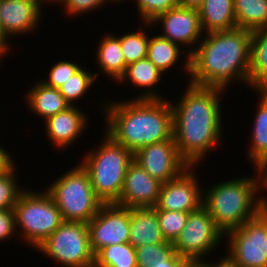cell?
Segmentation results:
<instances>
[{
    "instance_id": "obj_37",
    "label": "cell",
    "mask_w": 267,
    "mask_h": 267,
    "mask_svg": "<svg viewBox=\"0 0 267 267\" xmlns=\"http://www.w3.org/2000/svg\"><path fill=\"white\" fill-rule=\"evenodd\" d=\"M6 147L0 144V175H3L11 171L16 165L14 161V156ZM13 156V157H12Z\"/></svg>"
},
{
    "instance_id": "obj_11",
    "label": "cell",
    "mask_w": 267,
    "mask_h": 267,
    "mask_svg": "<svg viewBox=\"0 0 267 267\" xmlns=\"http://www.w3.org/2000/svg\"><path fill=\"white\" fill-rule=\"evenodd\" d=\"M87 225L95 255L106 246L129 243L130 209L115 203L103 204Z\"/></svg>"
},
{
    "instance_id": "obj_23",
    "label": "cell",
    "mask_w": 267,
    "mask_h": 267,
    "mask_svg": "<svg viewBox=\"0 0 267 267\" xmlns=\"http://www.w3.org/2000/svg\"><path fill=\"white\" fill-rule=\"evenodd\" d=\"M186 51L169 39L161 37L159 34H152L149 38L147 58L161 71L163 74L168 73L172 68L180 64V58L184 56L183 67L185 76L190 75V55H184ZM186 56V58H185ZM178 64V65H177Z\"/></svg>"
},
{
    "instance_id": "obj_7",
    "label": "cell",
    "mask_w": 267,
    "mask_h": 267,
    "mask_svg": "<svg viewBox=\"0 0 267 267\" xmlns=\"http://www.w3.org/2000/svg\"><path fill=\"white\" fill-rule=\"evenodd\" d=\"M41 190L27 187L13 208L17 232L20 230L18 237L35 249L63 222L56 203L45 189Z\"/></svg>"
},
{
    "instance_id": "obj_13",
    "label": "cell",
    "mask_w": 267,
    "mask_h": 267,
    "mask_svg": "<svg viewBox=\"0 0 267 267\" xmlns=\"http://www.w3.org/2000/svg\"><path fill=\"white\" fill-rule=\"evenodd\" d=\"M134 160L153 178L166 183L182 174L189 164L181 157L173 136L134 153Z\"/></svg>"
},
{
    "instance_id": "obj_3",
    "label": "cell",
    "mask_w": 267,
    "mask_h": 267,
    "mask_svg": "<svg viewBox=\"0 0 267 267\" xmlns=\"http://www.w3.org/2000/svg\"><path fill=\"white\" fill-rule=\"evenodd\" d=\"M104 100L99 104L105 118L103 132L133 154L173 136L170 99Z\"/></svg>"
},
{
    "instance_id": "obj_16",
    "label": "cell",
    "mask_w": 267,
    "mask_h": 267,
    "mask_svg": "<svg viewBox=\"0 0 267 267\" xmlns=\"http://www.w3.org/2000/svg\"><path fill=\"white\" fill-rule=\"evenodd\" d=\"M162 183L151 177L133 160L127 169L121 195L116 205L126 208H153L156 206Z\"/></svg>"
},
{
    "instance_id": "obj_43",
    "label": "cell",
    "mask_w": 267,
    "mask_h": 267,
    "mask_svg": "<svg viewBox=\"0 0 267 267\" xmlns=\"http://www.w3.org/2000/svg\"><path fill=\"white\" fill-rule=\"evenodd\" d=\"M187 267H207L203 262H190Z\"/></svg>"
},
{
    "instance_id": "obj_31",
    "label": "cell",
    "mask_w": 267,
    "mask_h": 267,
    "mask_svg": "<svg viewBox=\"0 0 267 267\" xmlns=\"http://www.w3.org/2000/svg\"><path fill=\"white\" fill-rule=\"evenodd\" d=\"M189 213L157 210L158 222L164 239L173 243L183 230Z\"/></svg>"
},
{
    "instance_id": "obj_1",
    "label": "cell",
    "mask_w": 267,
    "mask_h": 267,
    "mask_svg": "<svg viewBox=\"0 0 267 267\" xmlns=\"http://www.w3.org/2000/svg\"><path fill=\"white\" fill-rule=\"evenodd\" d=\"M181 98L171 101L173 138L189 166L201 165L209 152L218 150L223 139L222 93L218 87L187 83Z\"/></svg>"
},
{
    "instance_id": "obj_36",
    "label": "cell",
    "mask_w": 267,
    "mask_h": 267,
    "mask_svg": "<svg viewBox=\"0 0 267 267\" xmlns=\"http://www.w3.org/2000/svg\"><path fill=\"white\" fill-rule=\"evenodd\" d=\"M15 214L13 209H0V243L17 235Z\"/></svg>"
},
{
    "instance_id": "obj_30",
    "label": "cell",
    "mask_w": 267,
    "mask_h": 267,
    "mask_svg": "<svg viewBox=\"0 0 267 267\" xmlns=\"http://www.w3.org/2000/svg\"><path fill=\"white\" fill-rule=\"evenodd\" d=\"M19 167L15 166L11 171L0 175V209H13L18 197L26 189L25 185L18 184L17 177Z\"/></svg>"
},
{
    "instance_id": "obj_45",
    "label": "cell",
    "mask_w": 267,
    "mask_h": 267,
    "mask_svg": "<svg viewBox=\"0 0 267 267\" xmlns=\"http://www.w3.org/2000/svg\"><path fill=\"white\" fill-rule=\"evenodd\" d=\"M262 90L267 93V85Z\"/></svg>"
},
{
    "instance_id": "obj_20",
    "label": "cell",
    "mask_w": 267,
    "mask_h": 267,
    "mask_svg": "<svg viewBox=\"0 0 267 267\" xmlns=\"http://www.w3.org/2000/svg\"><path fill=\"white\" fill-rule=\"evenodd\" d=\"M35 84V85H34ZM29 89L26 90L25 103L31 114L45 121L47 118L65 111L70 105L60 94L59 89L49 87L43 82L36 80Z\"/></svg>"
},
{
    "instance_id": "obj_4",
    "label": "cell",
    "mask_w": 267,
    "mask_h": 267,
    "mask_svg": "<svg viewBox=\"0 0 267 267\" xmlns=\"http://www.w3.org/2000/svg\"><path fill=\"white\" fill-rule=\"evenodd\" d=\"M254 172L251 176L230 177L203 190L202 206L224 234L240 227L265 207L261 171L254 168Z\"/></svg>"
},
{
    "instance_id": "obj_41",
    "label": "cell",
    "mask_w": 267,
    "mask_h": 267,
    "mask_svg": "<svg viewBox=\"0 0 267 267\" xmlns=\"http://www.w3.org/2000/svg\"><path fill=\"white\" fill-rule=\"evenodd\" d=\"M262 175V193H263V202L265 207H267V163L260 169ZM265 189V191H264ZM265 192V193H264ZM266 194V195H265Z\"/></svg>"
},
{
    "instance_id": "obj_25",
    "label": "cell",
    "mask_w": 267,
    "mask_h": 267,
    "mask_svg": "<svg viewBox=\"0 0 267 267\" xmlns=\"http://www.w3.org/2000/svg\"><path fill=\"white\" fill-rule=\"evenodd\" d=\"M267 85V27L251 32L249 87L263 89Z\"/></svg>"
},
{
    "instance_id": "obj_26",
    "label": "cell",
    "mask_w": 267,
    "mask_h": 267,
    "mask_svg": "<svg viewBox=\"0 0 267 267\" xmlns=\"http://www.w3.org/2000/svg\"><path fill=\"white\" fill-rule=\"evenodd\" d=\"M237 28L250 32L267 27V0H234Z\"/></svg>"
},
{
    "instance_id": "obj_40",
    "label": "cell",
    "mask_w": 267,
    "mask_h": 267,
    "mask_svg": "<svg viewBox=\"0 0 267 267\" xmlns=\"http://www.w3.org/2000/svg\"><path fill=\"white\" fill-rule=\"evenodd\" d=\"M11 44H9L5 38L3 37L2 29L0 26V58L4 59V57L10 53Z\"/></svg>"
},
{
    "instance_id": "obj_17",
    "label": "cell",
    "mask_w": 267,
    "mask_h": 267,
    "mask_svg": "<svg viewBox=\"0 0 267 267\" xmlns=\"http://www.w3.org/2000/svg\"><path fill=\"white\" fill-rule=\"evenodd\" d=\"M82 110L81 106L79 108L78 106H70L65 111L43 121L45 134L56 149L63 148V151L66 148L69 149L70 146H75L73 144L78 142L79 139L77 138L81 137L83 132L85 133V130L88 129L90 119H87V114Z\"/></svg>"
},
{
    "instance_id": "obj_24",
    "label": "cell",
    "mask_w": 267,
    "mask_h": 267,
    "mask_svg": "<svg viewBox=\"0 0 267 267\" xmlns=\"http://www.w3.org/2000/svg\"><path fill=\"white\" fill-rule=\"evenodd\" d=\"M198 12L204 33L237 28L234 0H205Z\"/></svg>"
},
{
    "instance_id": "obj_28",
    "label": "cell",
    "mask_w": 267,
    "mask_h": 267,
    "mask_svg": "<svg viewBox=\"0 0 267 267\" xmlns=\"http://www.w3.org/2000/svg\"><path fill=\"white\" fill-rule=\"evenodd\" d=\"M94 267H137L136 249L130 243L106 246L95 255Z\"/></svg>"
},
{
    "instance_id": "obj_44",
    "label": "cell",
    "mask_w": 267,
    "mask_h": 267,
    "mask_svg": "<svg viewBox=\"0 0 267 267\" xmlns=\"http://www.w3.org/2000/svg\"><path fill=\"white\" fill-rule=\"evenodd\" d=\"M125 0H107L108 3H114V4H119L120 2L122 3Z\"/></svg>"
},
{
    "instance_id": "obj_8",
    "label": "cell",
    "mask_w": 267,
    "mask_h": 267,
    "mask_svg": "<svg viewBox=\"0 0 267 267\" xmlns=\"http://www.w3.org/2000/svg\"><path fill=\"white\" fill-rule=\"evenodd\" d=\"M36 251L60 267H94L89 229L83 222L63 221Z\"/></svg>"
},
{
    "instance_id": "obj_10",
    "label": "cell",
    "mask_w": 267,
    "mask_h": 267,
    "mask_svg": "<svg viewBox=\"0 0 267 267\" xmlns=\"http://www.w3.org/2000/svg\"><path fill=\"white\" fill-rule=\"evenodd\" d=\"M225 234L211 215L201 206L190 212L186 224L172 246L179 256L189 262L207 261L208 254L220 247ZM204 258V259H203Z\"/></svg>"
},
{
    "instance_id": "obj_42",
    "label": "cell",
    "mask_w": 267,
    "mask_h": 267,
    "mask_svg": "<svg viewBox=\"0 0 267 267\" xmlns=\"http://www.w3.org/2000/svg\"><path fill=\"white\" fill-rule=\"evenodd\" d=\"M177 1L179 6L198 9L205 0H177Z\"/></svg>"
},
{
    "instance_id": "obj_18",
    "label": "cell",
    "mask_w": 267,
    "mask_h": 267,
    "mask_svg": "<svg viewBox=\"0 0 267 267\" xmlns=\"http://www.w3.org/2000/svg\"><path fill=\"white\" fill-rule=\"evenodd\" d=\"M164 75L148 58H144L127 65L117 83L129 82L131 88L142 90L138 93L139 95L132 96V99H166L157 87L159 83L161 84V79L163 81Z\"/></svg>"
},
{
    "instance_id": "obj_14",
    "label": "cell",
    "mask_w": 267,
    "mask_h": 267,
    "mask_svg": "<svg viewBox=\"0 0 267 267\" xmlns=\"http://www.w3.org/2000/svg\"><path fill=\"white\" fill-rule=\"evenodd\" d=\"M195 168L197 166H190L175 179L162 183L157 210L190 213L202 206L203 186H200Z\"/></svg>"
},
{
    "instance_id": "obj_5",
    "label": "cell",
    "mask_w": 267,
    "mask_h": 267,
    "mask_svg": "<svg viewBox=\"0 0 267 267\" xmlns=\"http://www.w3.org/2000/svg\"><path fill=\"white\" fill-rule=\"evenodd\" d=\"M101 137L100 145L85 152L78 164L88 173L95 195L104 204H111L120 198L125 174L134 154L105 132Z\"/></svg>"
},
{
    "instance_id": "obj_6",
    "label": "cell",
    "mask_w": 267,
    "mask_h": 267,
    "mask_svg": "<svg viewBox=\"0 0 267 267\" xmlns=\"http://www.w3.org/2000/svg\"><path fill=\"white\" fill-rule=\"evenodd\" d=\"M68 169L45 191L56 203L63 221L87 224L104 203L95 195L89 175L80 164Z\"/></svg>"
},
{
    "instance_id": "obj_35",
    "label": "cell",
    "mask_w": 267,
    "mask_h": 267,
    "mask_svg": "<svg viewBox=\"0 0 267 267\" xmlns=\"http://www.w3.org/2000/svg\"><path fill=\"white\" fill-rule=\"evenodd\" d=\"M59 4L64 10L63 13L70 17L72 16H81L84 13L94 12L98 9L106 8L108 6L107 0H54L51 4ZM57 3V4H56Z\"/></svg>"
},
{
    "instance_id": "obj_12",
    "label": "cell",
    "mask_w": 267,
    "mask_h": 267,
    "mask_svg": "<svg viewBox=\"0 0 267 267\" xmlns=\"http://www.w3.org/2000/svg\"><path fill=\"white\" fill-rule=\"evenodd\" d=\"M152 26L161 25L159 35L171 42L179 45L182 49L186 48V54L191 55L202 37L204 32L200 23L198 9L176 6L167 12L159 14L153 21ZM163 30V31H162Z\"/></svg>"
},
{
    "instance_id": "obj_27",
    "label": "cell",
    "mask_w": 267,
    "mask_h": 267,
    "mask_svg": "<svg viewBox=\"0 0 267 267\" xmlns=\"http://www.w3.org/2000/svg\"><path fill=\"white\" fill-rule=\"evenodd\" d=\"M142 26L146 27L147 31L148 27L152 28L151 22H142L140 27L133 29L137 32L120 33V45L126 65L147 58L150 35L148 36L149 33L144 31Z\"/></svg>"
},
{
    "instance_id": "obj_32",
    "label": "cell",
    "mask_w": 267,
    "mask_h": 267,
    "mask_svg": "<svg viewBox=\"0 0 267 267\" xmlns=\"http://www.w3.org/2000/svg\"><path fill=\"white\" fill-rule=\"evenodd\" d=\"M135 249L137 267H153L157 259L169 260L175 254L172 243L148 244Z\"/></svg>"
},
{
    "instance_id": "obj_29",
    "label": "cell",
    "mask_w": 267,
    "mask_h": 267,
    "mask_svg": "<svg viewBox=\"0 0 267 267\" xmlns=\"http://www.w3.org/2000/svg\"><path fill=\"white\" fill-rule=\"evenodd\" d=\"M87 70L88 68L81 67L59 89L60 94L70 106H77L76 101L84 98V95L92 88V84L97 82L94 72Z\"/></svg>"
},
{
    "instance_id": "obj_9",
    "label": "cell",
    "mask_w": 267,
    "mask_h": 267,
    "mask_svg": "<svg viewBox=\"0 0 267 267\" xmlns=\"http://www.w3.org/2000/svg\"><path fill=\"white\" fill-rule=\"evenodd\" d=\"M225 237V254L234 264L267 267V207L240 227L228 231Z\"/></svg>"
},
{
    "instance_id": "obj_2",
    "label": "cell",
    "mask_w": 267,
    "mask_h": 267,
    "mask_svg": "<svg viewBox=\"0 0 267 267\" xmlns=\"http://www.w3.org/2000/svg\"><path fill=\"white\" fill-rule=\"evenodd\" d=\"M250 45L251 32L243 28L204 33L190 55L187 82L224 90L241 82L249 88Z\"/></svg>"
},
{
    "instance_id": "obj_22",
    "label": "cell",
    "mask_w": 267,
    "mask_h": 267,
    "mask_svg": "<svg viewBox=\"0 0 267 267\" xmlns=\"http://www.w3.org/2000/svg\"><path fill=\"white\" fill-rule=\"evenodd\" d=\"M259 102L254 114L253 126L250 135V148L246 158L252 161L253 167L261 169L267 163V93L262 89L254 90Z\"/></svg>"
},
{
    "instance_id": "obj_34",
    "label": "cell",
    "mask_w": 267,
    "mask_h": 267,
    "mask_svg": "<svg viewBox=\"0 0 267 267\" xmlns=\"http://www.w3.org/2000/svg\"><path fill=\"white\" fill-rule=\"evenodd\" d=\"M134 2L141 22H151L159 14L178 6L177 0H135Z\"/></svg>"
},
{
    "instance_id": "obj_15",
    "label": "cell",
    "mask_w": 267,
    "mask_h": 267,
    "mask_svg": "<svg viewBox=\"0 0 267 267\" xmlns=\"http://www.w3.org/2000/svg\"><path fill=\"white\" fill-rule=\"evenodd\" d=\"M48 4L46 0H0V26L5 40L10 44L12 38L39 30L43 6Z\"/></svg>"
},
{
    "instance_id": "obj_21",
    "label": "cell",
    "mask_w": 267,
    "mask_h": 267,
    "mask_svg": "<svg viewBox=\"0 0 267 267\" xmlns=\"http://www.w3.org/2000/svg\"><path fill=\"white\" fill-rule=\"evenodd\" d=\"M97 43V52L94 54L96 58L94 59L97 61L99 72L94 73L96 79L98 80L99 75L103 72L105 77L117 82L124 74L127 66L121 50L120 34L116 35L108 31L102 35L101 40Z\"/></svg>"
},
{
    "instance_id": "obj_19",
    "label": "cell",
    "mask_w": 267,
    "mask_h": 267,
    "mask_svg": "<svg viewBox=\"0 0 267 267\" xmlns=\"http://www.w3.org/2000/svg\"><path fill=\"white\" fill-rule=\"evenodd\" d=\"M129 243L137 248L142 245L171 243L164 239L157 216V209L131 208Z\"/></svg>"
},
{
    "instance_id": "obj_39",
    "label": "cell",
    "mask_w": 267,
    "mask_h": 267,
    "mask_svg": "<svg viewBox=\"0 0 267 267\" xmlns=\"http://www.w3.org/2000/svg\"><path fill=\"white\" fill-rule=\"evenodd\" d=\"M221 256V258L218 260H215V261H212L211 259V262L208 260V261H204L203 263L207 266V267H239L238 265L234 264L226 255L222 256V255H219Z\"/></svg>"
},
{
    "instance_id": "obj_38",
    "label": "cell",
    "mask_w": 267,
    "mask_h": 267,
    "mask_svg": "<svg viewBox=\"0 0 267 267\" xmlns=\"http://www.w3.org/2000/svg\"><path fill=\"white\" fill-rule=\"evenodd\" d=\"M190 262L175 253L169 260L157 259L153 267H186Z\"/></svg>"
},
{
    "instance_id": "obj_33",
    "label": "cell",
    "mask_w": 267,
    "mask_h": 267,
    "mask_svg": "<svg viewBox=\"0 0 267 267\" xmlns=\"http://www.w3.org/2000/svg\"><path fill=\"white\" fill-rule=\"evenodd\" d=\"M75 62L73 60H59L51 68L49 66L47 78H41L40 81L49 87L60 89L63 83L82 67L81 64Z\"/></svg>"
}]
</instances>
